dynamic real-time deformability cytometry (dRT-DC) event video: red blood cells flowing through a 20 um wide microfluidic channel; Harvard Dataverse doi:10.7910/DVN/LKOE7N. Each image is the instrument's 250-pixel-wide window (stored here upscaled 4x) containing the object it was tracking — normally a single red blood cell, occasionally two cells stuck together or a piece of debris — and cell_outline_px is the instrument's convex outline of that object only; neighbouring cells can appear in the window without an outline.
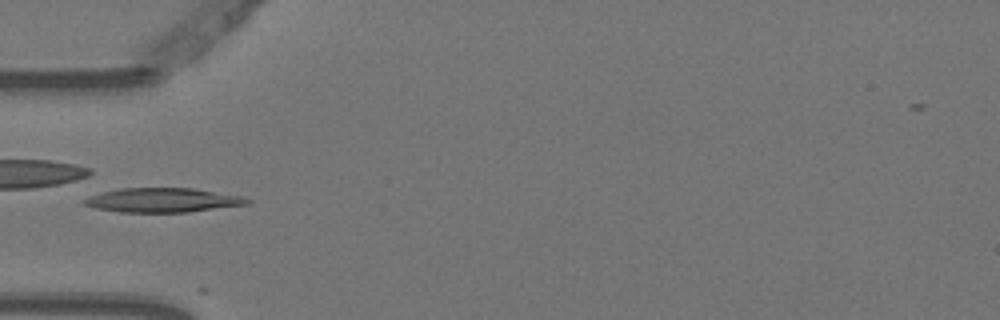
{"species": "Egyptian fruit bat (a non-hibernating species)", "species_latin": "Rousettus aegyptiacus", "temperature_condition": "warm", "stored_images_in_passage": 5, "camera_frame_rate_fps": 3000, "um_per_image_px": 0.085, "animal": {"sex": "female"}, "frame": {"image": 1, "passage_image": 5, "time_ms": 1.333, "image_size_px": [1000, 320], "cell_outline_px": [[252, 200], [248, 204], [188, 212], [120, 212], [96, 208], [84, 204], [84, 200], [92, 196], [104, 192], [120, 188], [192, 188], [244, 196]], "centroid_in_image_um": [13.9, 17.01], "position_along_channel_um": 71.1, "area_um2": 22.83}}